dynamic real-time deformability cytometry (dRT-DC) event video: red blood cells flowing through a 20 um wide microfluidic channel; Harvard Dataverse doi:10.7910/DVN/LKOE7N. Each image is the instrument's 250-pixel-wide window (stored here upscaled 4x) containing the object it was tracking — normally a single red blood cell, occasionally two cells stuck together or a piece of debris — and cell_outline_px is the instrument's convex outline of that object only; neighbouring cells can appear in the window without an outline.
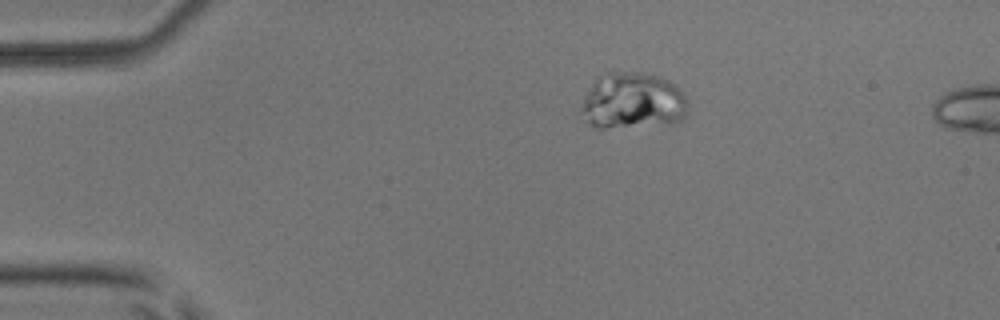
{"species": "common noctule bat (a hibernating species)", "species_latin": "Nyctalus noctula", "temperature_condition": "room temperature", "stored_images_in_passage": 6, "camera_frame_rate_fps": 3000, "um_per_image_px": 0.085, "animal": {"sex": "male", "body_mass_g": 17.9, "forearm_length_mm": 54.2}, "frame": {"image": 1, "passage_image": 4, "time_ms": 3.333, "image_size_px": [1000, 320], "cell_outline_px": [[688, 116], [684, 120], [672, 124], [604, 128], [596, 128], [588, 124], [576, 116], [576, 112], [596, 76], [600, 72], [644, 72], [660, 76], [676, 84], [688, 100]], "centroid_in_image_um": [53.75, 8.59], "position_along_channel_um": 31.3, "area_um2": 36.59}}